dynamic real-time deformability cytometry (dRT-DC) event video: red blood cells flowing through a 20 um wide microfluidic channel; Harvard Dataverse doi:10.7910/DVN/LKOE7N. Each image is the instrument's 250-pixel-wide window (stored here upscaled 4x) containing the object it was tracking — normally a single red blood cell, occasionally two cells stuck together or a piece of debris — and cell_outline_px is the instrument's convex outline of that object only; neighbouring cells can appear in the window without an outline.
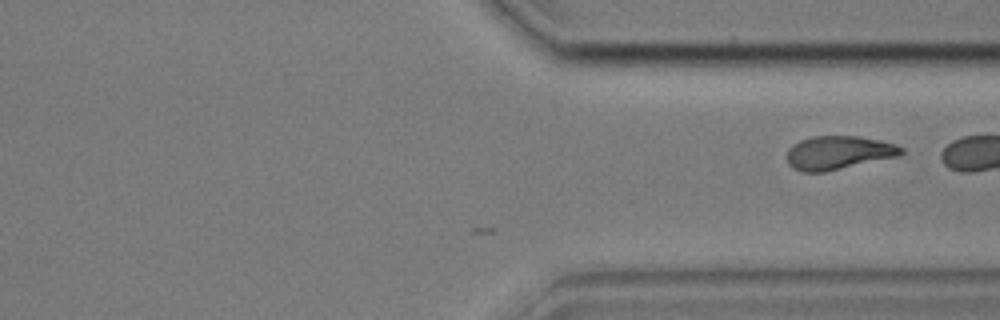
{"species": "common noctule bat (a hibernating species)", "species_latin": "Nyctalus noctula", "temperature_condition": "cold", "stored_images_in_passage": 23, "camera_frame_rate_fps": 3000, "um_per_image_px": 0.085, "animal": {"sex": "male", "body_mass_g": 17.9, "forearm_length_mm": 54.2}, "frame": {"image": 1, "passage_image": 23, "time_ms": 7.333, "image_size_px": [1000, 320], "cell_outline_px": [[904, 152], [900, 156], [824, 172], [800, 172], [792, 168], [788, 164], [788, 148], [792, 144], [800, 140], [812, 136], [856, 136], [880, 140], [896, 144], [904, 148]], "centroid_in_image_um": [71.27, 12.98], "position_along_channel_um": 340.1, "area_um2": 22.54}}